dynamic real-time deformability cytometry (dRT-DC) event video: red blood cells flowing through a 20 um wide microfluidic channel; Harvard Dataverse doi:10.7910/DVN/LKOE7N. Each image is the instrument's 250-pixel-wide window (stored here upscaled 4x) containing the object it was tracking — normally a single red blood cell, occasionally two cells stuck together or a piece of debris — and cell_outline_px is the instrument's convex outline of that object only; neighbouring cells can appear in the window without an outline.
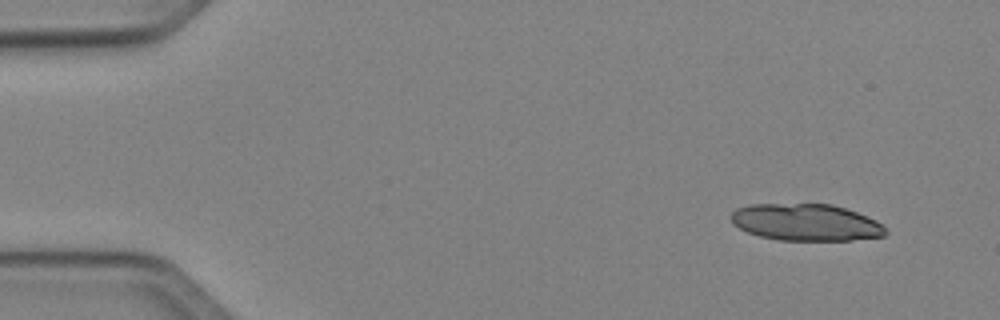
{"species": "Egyptian fruit bat (a non-hibernating species)", "species_latin": "Rousettus aegyptiacus", "temperature_condition": "cold", "stored_images_in_passage": 4, "camera_frame_rate_fps": 3000, "um_per_image_px": 0.085, "animal": {"sex": "female"}, "frame": {"image": 1, "passage_image": 1, "time_ms": 0.0, "image_size_px": [1000, 320], "cell_outline_px": [[888, 232], [884, 236], [848, 240], [780, 240], [760, 236], [748, 232], [732, 224], [728, 216], [736, 208], [748, 204], [832, 204], [856, 212], [876, 220]], "centroid_in_image_um": [68.45, 18.89], "position_along_channel_um": 16.6, "area_um2": 33.18}}